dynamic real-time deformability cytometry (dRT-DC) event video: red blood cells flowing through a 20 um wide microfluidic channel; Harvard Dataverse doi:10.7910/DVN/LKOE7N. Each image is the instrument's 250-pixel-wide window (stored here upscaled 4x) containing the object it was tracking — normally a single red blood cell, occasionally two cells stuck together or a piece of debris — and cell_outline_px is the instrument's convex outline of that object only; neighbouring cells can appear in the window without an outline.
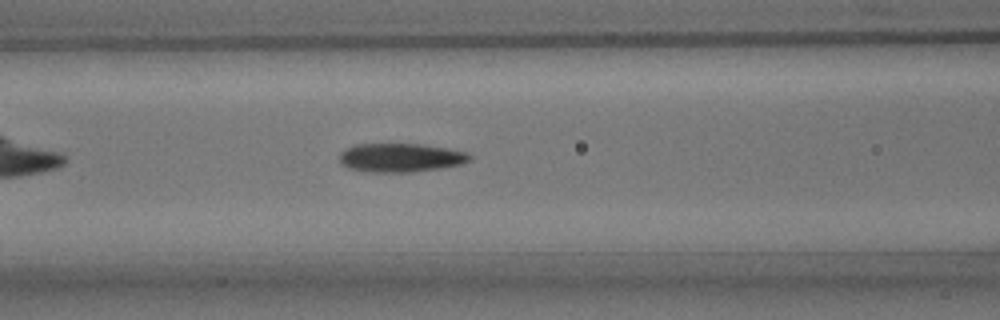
{"species": "common noctule bat (a hibernating species)", "species_latin": "Nyctalus noctula", "temperature_condition": "room temperature", "stored_images_in_passage": 35, "camera_frame_rate_fps": 3000, "um_per_image_px": 0.085, "animal": {"sex": "male", "body_mass_g": 15.6}, "frame": {"image": 1, "passage_image": 10, "time_ms": 3.0, "image_size_px": [1000, 320], "cell_outline_px": [[472, 160], [460, 164], [440, 168], [408, 172], [372, 172], [348, 168], [340, 160], [340, 152], [344, 148], [356, 144], [420, 144], [444, 148], [464, 152], [472, 156]], "centroid_in_image_um": [34.02, 13.4], "position_along_channel_um": 132.6, "area_um2": 21.56}}
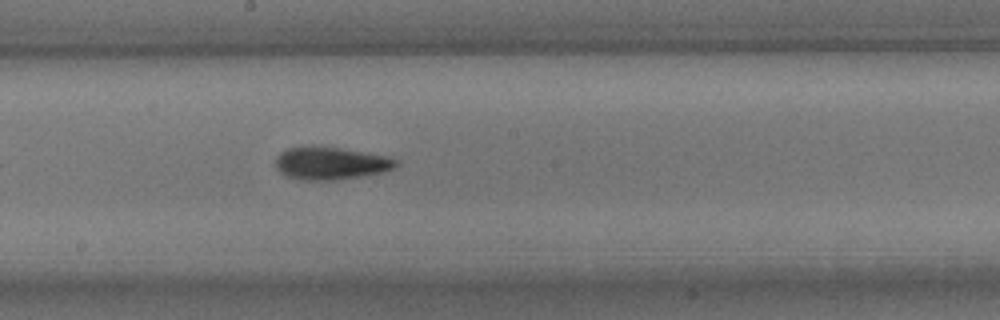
{"frame": {"image": 2, "passage_image": 17, "time_ms": 5.333, "image_size_px": [1000, 320], "cell_outline_px": [[400, 164], [392, 168], [380, 172], [360, 176], [336, 180], [304, 180], [284, 176], [276, 168], [276, 156], [280, 152], [288, 148], [340, 148], [388, 156], [400, 160]], "centroid_in_image_um": [28.12, 13.9], "position_along_channel_um": 220.1, "area_um2": 22.48}}
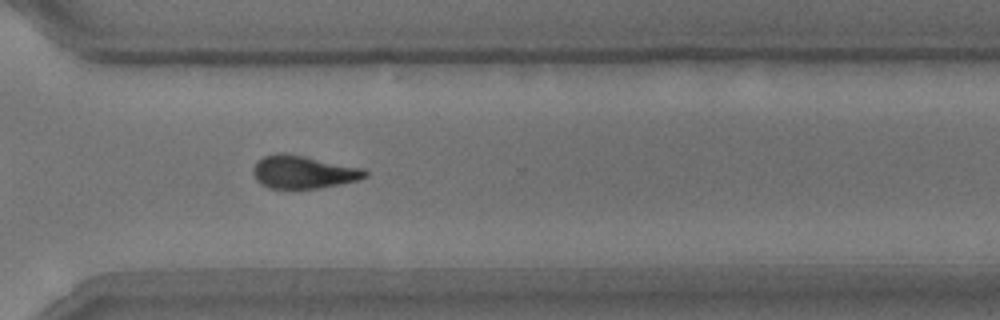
{"frame": {"image": 3, "passage_image": 27, "time_ms": 8.667, "image_size_px": [1000, 320], "cell_outline_px": [[368, 176], [356, 180], [316, 188], [268, 188], [260, 184], [256, 180], [252, 172], [252, 168], [264, 156], [276, 152], [284, 152], [364, 168], [368, 172]], "centroid_in_image_um": [25.75, 14.61], "position_along_channel_um": 344.9, "area_um2": 21.33}}